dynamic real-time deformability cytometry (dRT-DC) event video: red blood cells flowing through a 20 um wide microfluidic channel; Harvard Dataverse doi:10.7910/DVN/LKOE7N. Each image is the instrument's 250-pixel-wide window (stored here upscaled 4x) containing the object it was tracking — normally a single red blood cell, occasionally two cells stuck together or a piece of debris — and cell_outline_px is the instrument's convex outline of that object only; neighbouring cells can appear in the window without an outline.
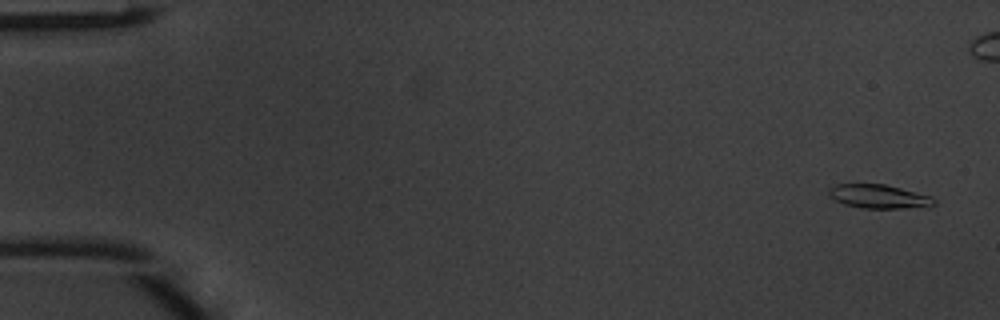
{"species": "common noctule bat (a hibernating species)", "species_latin": "Nyctalus noctula", "temperature_condition": "warm", "stored_images_in_passage": 51, "camera_frame_rate_fps": 3000, "um_per_image_px": 0.085, "animal": {"sex": "male", "body_mass_g": 20.1, "forearm_length_mm": 53.5}, "frame": {"image": 1, "passage_image": 3, "time_ms": 0.667, "image_size_px": [1000, 320], "cell_outline_px": [[936, 204], [928, 208], [860, 208], [844, 204], [836, 200], [828, 192], [828, 188], [836, 184], [884, 184], [932, 196], [936, 200]], "centroid_in_image_um": [74.77, 16.71], "position_along_channel_um": 10.2, "area_um2": 14.74}}
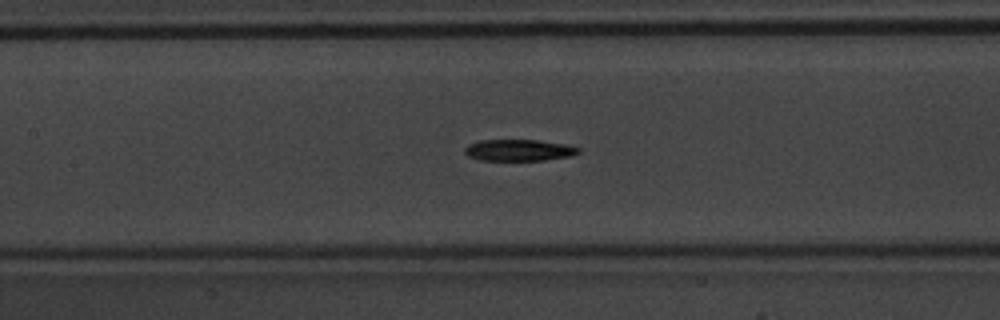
{"frame": {"image": 2, "passage_image": 24, "time_ms": 7.667, "image_size_px": [1000, 320], "cell_outline_px": [[580, 152], [568, 156], [544, 160], [480, 160], [468, 156], [464, 152], [464, 148], [468, 144], [480, 140], [536, 140], [568, 144], [580, 148]], "centroid_in_image_um": [44.09, 12.76], "position_along_channel_um": 163.3, "area_um2": 14.22}}
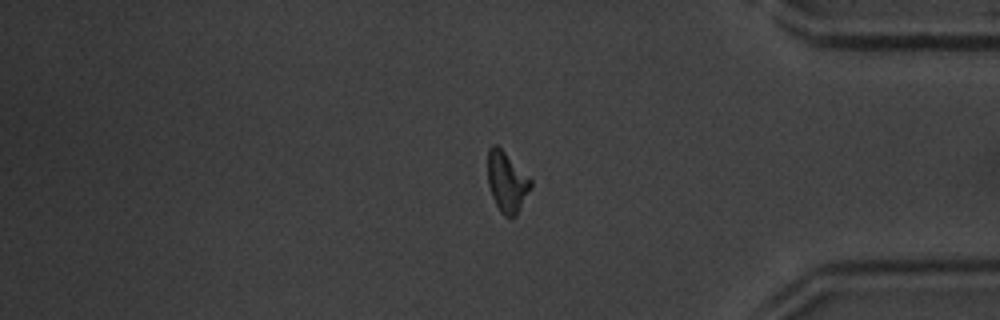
{"frame": {"image": 3, "passage_image": 42, "time_ms": 13.667, "image_size_px": [1000, 320], "cell_outline_px": [[532, 188], [516, 216], [504, 216], [500, 212], [492, 196], [488, 184], [488, 148], [492, 144], [496, 144], [532, 180]], "centroid_in_image_um": [43.09, 15.48], "position_along_channel_um": 392.1, "area_um2": 15.03}, "authors_computed_cell_mechanics": {"area_um2": 14.8546, "velocity_mm_per_s": 4.1666, "shape_relaxation_time_tau1_ms": 3.7573, "shape_relaxation_time_tau2_ms": null, "deformation_change_tau1": 0.151, "deformation_change_tau2": null}}